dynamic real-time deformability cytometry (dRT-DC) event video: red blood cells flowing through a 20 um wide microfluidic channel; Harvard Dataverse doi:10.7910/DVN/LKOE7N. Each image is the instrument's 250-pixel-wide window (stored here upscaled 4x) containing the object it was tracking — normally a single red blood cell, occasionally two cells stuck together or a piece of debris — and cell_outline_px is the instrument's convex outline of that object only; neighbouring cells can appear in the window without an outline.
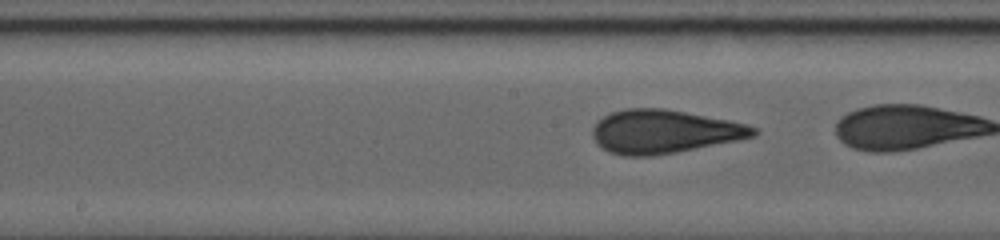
{"species": "human", "species_latin": "Homo sapiens", "temperature_condition": "warm", "stored_images_in_passage": 60, "camera_frame_rate_fps": 3000, "um_per_image_px": 0.085, "donor": {"sex": "male"}, "frame": {"image": 1, "passage_image": 40, "time_ms": 13.0, "image_size_px": [1000, 240], "cell_outline_px": [[756, 136], [676, 152], [652, 156], [624, 156], [608, 152], [596, 144], [592, 136], [592, 128], [604, 116], [612, 112], [624, 108], [664, 108], [728, 120], [744, 124], [756, 128]], "centroid_in_image_um": [56.38, 11.19], "position_along_channel_um": 191.8, "area_um2": 40.52}}